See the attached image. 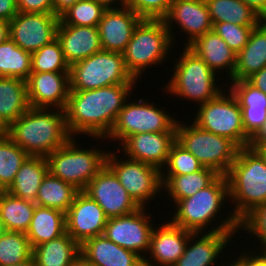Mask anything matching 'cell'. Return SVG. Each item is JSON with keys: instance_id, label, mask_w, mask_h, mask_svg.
Returning a JSON list of instances; mask_svg holds the SVG:
<instances>
[{"instance_id": "obj_48", "label": "cell", "mask_w": 266, "mask_h": 266, "mask_svg": "<svg viewBox=\"0 0 266 266\" xmlns=\"http://www.w3.org/2000/svg\"><path fill=\"white\" fill-rule=\"evenodd\" d=\"M18 13L17 0H0V19L10 22Z\"/></svg>"}, {"instance_id": "obj_4", "label": "cell", "mask_w": 266, "mask_h": 266, "mask_svg": "<svg viewBox=\"0 0 266 266\" xmlns=\"http://www.w3.org/2000/svg\"><path fill=\"white\" fill-rule=\"evenodd\" d=\"M178 47L182 51L176 53L177 55L179 54V57H176V61L171 63L173 69L169 70L173 71L171 72L173 74L169 73L167 75L170 80L165 86L161 84L163 86L160 88L163 91L161 95L166 94L168 96L170 94V96H174V100L175 96L177 97L176 99L181 97L179 101L186 99V104L188 105L190 104L188 101H191V103H195V109L196 104V106H199L216 98L227 88V84L223 83V79H220L221 77L213 72L189 47L183 46V49L182 46L178 45Z\"/></svg>"}, {"instance_id": "obj_25", "label": "cell", "mask_w": 266, "mask_h": 266, "mask_svg": "<svg viewBox=\"0 0 266 266\" xmlns=\"http://www.w3.org/2000/svg\"><path fill=\"white\" fill-rule=\"evenodd\" d=\"M80 253L94 266H144L140 255L120 247L104 235L84 241Z\"/></svg>"}, {"instance_id": "obj_61", "label": "cell", "mask_w": 266, "mask_h": 266, "mask_svg": "<svg viewBox=\"0 0 266 266\" xmlns=\"http://www.w3.org/2000/svg\"><path fill=\"white\" fill-rule=\"evenodd\" d=\"M3 192H4V189L0 186V198Z\"/></svg>"}, {"instance_id": "obj_57", "label": "cell", "mask_w": 266, "mask_h": 266, "mask_svg": "<svg viewBox=\"0 0 266 266\" xmlns=\"http://www.w3.org/2000/svg\"><path fill=\"white\" fill-rule=\"evenodd\" d=\"M8 125L0 117V136L7 135Z\"/></svg>"}, {"instance_id": "obj_22", "label": "cell", "mask_w": 266, "mask_h": 266, "mask_svg": "<svg viewBox=\"0 0 266 266\" xmlns=\"http://www.w3.org/2000/svg\"><path fill=\"white\" fill-rule=\"evenodd\" d=\"M141 20L142 18L127 6L106 9L97 26L102 49L123 53Z\"/></svg>"}, {"instance_id": "obj_17", "label": "cell", "mask_w": 266, "mask_h": 266, "mask_svg": "<svg viewBox=\"0 0 266 266\" xmlns=\"http://www.w3.org/2000/svg\"><path fill=\"white\" fill-rule=\"evenodd\" d=\"M235 237L237 232L193 233L189 237L183 255L173 266H220L221 259L226 257L225 252L229 253L233 247H236Z\"/></svg>"}, {"instance_id": "obj_50", "label": "cell", "mask_w": 266, "mask_h": 266, "mask_svg": "<svg viewBox=\"0 0 266 266\" xmlns=\"http://www.w3.org/2000/svg\"><path fill=\"white\" fill-rule=\"evenodd\" d=\"M257 13L262 20H266V0H241Z\"/></svg>"}, {"instance_id": "obj_13", "label": "cell", "mask_w": 266, "mask_h": 266, "mask_svg": "<svg viewBox=\"0 0 266 266\" xmlns=\"http://www.w3.org/2000/svg\"><path fill=\"white\" fill-rule=\"evenodd\" d=\"M150 209L152 208L140 207L130 214L108 218L103 235L120 247L131 250L144 259L149 250L151 235L155 227L153 221H156L153 220L155 216L152 215Z\"/></svg>"}, {"instance_id": "obj_42", "label": "cell", "mask_w": 266, "mask_h": 266, "mask_svg": "<svg viewBox=\"0 0 266 266\" xmlns=\"http://www.w3.org/2000/svg\"><path fill=\"white\" fill-rule=\"evenodd\" d=\"M226 84L227 89L236 97L240 108L266 109V93L255 88L247 80L230 81Z\"/></svg>"}, {"instance_id": "obj_14", "label": "cell", "mask_w": 266, "mask_h": 266, "mask_svg": "<svg viewBox=\"0 0 266 266\" xmlns=\"http://www.w3.org/2000/svg\"><path fill=\"white\" fill-rule=\"evenodd\" d=\"M163 21L169 30L171 38L175 47L177 46L176 33L179 31L182 35V45L189 46L199 36L204 35L206 32L213 30V23L210 18L207 5L204 0H172L167 15ZM175 23V25H174ZM178 31L175 30L177 26ZM185 33V34H184ZM177 40V41H175Z\"/></svg>"}, {"instance_id": "obj_54", "label": "cell", "mask_w": 266, "mask_h": 266, "mask_svg": "<svg viewBox=\"0 0 266 266\" xmlns=\"http://www.w3.org/2000/svg\"><path fill=\"white\" fill-rule=\"evenodd\" d=\"M9 32L10 22L0 19V44L10 37Z\"/></svg>"}, {"instance_id": "obj_16", "label": "cell", "mask_w": 266, "mask_h": 266, "mask_svg": "<svg viewBox=\"0 0 266 266\" xmlns=\"http://www.w3.org/2000/svg\"><path fill=\"white\" fill-rule=\"evenodd\" d=\"M83 192L98 203L108 218L124 216L140 208L107 165Z\"/></svg>"}, {"instance_id": "obj_49", "label": "cell", "mask_w": 266, "mask_h": 266, "mask_svg": "<svg viewBox=\"0 0 266 266\" xmlns=\"http://www.w3.org/2000/svg\"><path fill=\"white\" fill-rule=\"evenodd\" d=\"M247 81L255 88L266 93V65L260 71L250 76Z\"/></svg>"}, {"instance_id": "obj_2", "label": "cell", "mask_w": 266, "mask_h": 266, "mask_svg": "<svg viewBox=\"0 0 266 266\" xmlns=\"http://www.w3.org/2000/svg\"><path fill=\"white\" fill-rule=\"evenodd\" d=\"M228 204L227 178L226 175H219L209 186L193 196L177 201L172 207L168 206L172 213L167 219L192 233L238 232V220L230 212ZM224 207L228 209L226 214ZM220 214L227 217L222 218Z\"/></svg>"}, {"instance_id": "obj_20", "label": "cell", "mask_w": 266, "mask_h": 266, "mask_svg": "<svg viewBox=\"0 0 266 266\" xmlns=\"http://www.w3.org/2000/svg\"><path fill=\"white\" fill-rule=\"evenodd\" d=\"M26 82L30 107L65 110L70 92L69 72H31Z\"/></svg>"}, {"instance_id": "obj_44", "label": "cell", "mask_w": 266, "mask_h": 266, "mask_svg": "<svg viewBox=\"0 0 266 266\" xmlns=\"http://www.w3.org/2000/svg\"><path fill=\"white\" fill-rule=\"evenodd\" d=\"M172 0H126L125 6L131 8L142 19H163Z\"/></svg>"}, {"instance_id": "obj_11", "label": "cell", "mask_w": 266, "mask_h": 266, "mask_svg": "<svg viewBox=\"0 0 266 266\" xmlns=\"http://www.w3.org/2000/svg\"><path fill=\"white\" fill-rule=\"evenodd\" d=\"M198 109V110H197ZM191 122L203 130L233 141L239 148L248 147L250 137L245 133L242 110L232 92L225 88L216 98L196 106Z\"/></svg>"}, {"instance_id": "obj_12", "label": "cell", "mask_w": 266, "mask_h": 266, "mask_svg": "<svg viewBox=\"0 0 266 266\" xmlns=\"http://www.w3.org/2000/svg\"><path fill=\"white\" fill-rule=\"evenodd\" d=\"M114 149L116 151L109 149L106 165L114 172L121 185L139 207L151 208L149 204L152 205V201H156L157 197L160 198L162 195L161 170L124 155L121 157L120 152Z\"/></svg>"}, {"instance_id": "obj_7", "label": "cell", "mask_w": 266, "mask_h": 266, "mask_svg": "<svg viewBox=\"0 0 266 266\" xmlns=\"http://www.w3.org/2000/svg\"><path fill=\"white\" fill-rule=\"evenodd\" d=\"M71 137L62 147L50 153L46 159L49 172L83 191L88 183L106 166L109 150L97 145H83ZM79 142V143H78ZM95 147V148H94ZM84 148V149H83Z\"/></svg>"}, {"instance_id": "obj_51", "label": "cell", "mask_w": 266, "mask_h": 266, "mask_svg": "<svg viewBox=\"0 0 266 266\" xmlns=\"http://www.w3.org/2000/svg\"><path fill=\"white\" fill-rule=\"evenodd\" d=\"M264 144H266V121L258 132H256V134L250 139L249 147L256 150Z\"/></svg>"}, {"instance_id": "obj_53", "label": "cell", "mask_w": 266, "mask_h": 266, "mask_svg": "<svg viewBox=\"0 0 266 266\" xmlns=\"http://www.w3.org/2000/svg\"><path fill=\"white\" fill-rule=\"evenodd\" d=\"M95 1L103 5L106 9L124 7L126 4V0H95Z\"/></svg>"}, {"instance_id": "obj_56", "label": "cell", "mask_w": 266, "mask_h": 266, "mask_svg": "<svg viewBox=\"0 0 266 266\" xmlns=\"http://www.w3.org/2000/svg\"><path fill=\"white\" fill-rule=\"evenodd\" d=\"M69 266H94L81 253L69 264Z\"/></svg>"}, {"instance_id": "obj_33", "label": "cell", "mask_w": 266, "mask_h": 266, "mask_svg": "<svg viewBox=\"0 0 266 266\" xmlns=\"http://www.w3.org/2000/svg\"><path fill=\"white\" fill-rule=\"evenodd\" d=\"M212 23L257 26L262 18L241 0H204Z\"/></svg>"}, {"instance_id": "obj_37", "label": "cell", "mask_w": 266, "mask_h": 266, "mask_svg": "<svg viewBox=\"0 0 266 266\" xmlns=\"http://www.w3.org/2000/svg\"><path fill=\"white\" fill-rule=\"evenodd\" d=\"M29 155L8 135L0 136V186L6 191Z\"/></svg>"}, {"instance_id": "obj_18", "label": "cell", "mask_w": 266, "mask_h": 266, "mask_svg": "<svg viewBox=\"0 0 266 266\" xmlns=\"http://www.w3.org/2000/svg\"><path fill=\"white\" fill-rule=\"evenodd\" d=\"M108 217L96 201L79 191L65 213L66 232L80 245L103 235Z\"/></svg>"}, {"instance_id": "obj_36", "label": "cell", "mask_w": 266, "mask_h": 266, "mask_svg": "<svg viewBox=\"0 0 266 266\" xmlns=\"http://www.w3.org/2000/svg\"><path fill=\"white\" fill-rule=\"evenodd\" d=\"M241 233H244L243 236L245 238L248 237L250 239H245L243 236H241L242 235ZM238 235H239V238H238ZM252 237H253V240H252ZM242 238L246 241L247 240L251 241V242H247L248 243L246 245L247 247L249 246L251 248L252 246L249 245V243L251 244L254 243L252 249L258 252H261V253H266V203L257 204L254 208H252L249 212H247L238 221V232H237L236 239H239L240 241H242L243 240Z\"/></svg>"}, {"instance_id": "obj_59", "label": "cell", "mask_w": 266, "mask_h": 266, "mask_svg": "<svg viewBox=\"0 0 266 266\" xmlns=\"http://www.w3.org/2000/svg\"><path fill=\"white\" fill-rule=\"evenodd\" d=\"M256 150L261 154V156L264 158V160L266 162V144L261 145Z\"/></svg>"}, {"instance_id": "obj_19", "label": "cell", "mask_w": 266, "mask_h": 266, "mask_svg": "<svg viewBox=\"0 0 266 266\" xmlns=\"http://www.w3.org/2000/svg\"><path fill=\"white\" fill-rule=\"evenodd\" d=\"M161 218L162 224L155 225L153 229L149 250L143 259L144 266H173L183 255L193 234Z\"/></svg>"}, {"instance_id": "obj_23", "label": "cell", "mask_w": 266, "mask_h": 266, "mask_svg": "<svg viewBox=\"0 0 266 266\" xmlns=\"http://www.w3.org/2000/svg\"><path fill=\"white\" fill-rule=\"evenodd\" d=\"M56 38L69 65L103 50L97 27L58 25Z\"/></svg>"}, {"instance_id": "obj_26", "label": "cell", "mask_w": 266, "mask_h": 266, "mask_svg": "<svg viewBox=\"0 0 266 266\" xmlns=\"http://www.w3.org/2000/svg\"><path fill=\"white\" fill-rule=\"evenodd\" d=\"M266 65V20L255 26L245 47L236 56L230 81L247 80Z\"/></svg>"}, {"instance_id": "obj_32", "label": "cell", "mask_w": 266, "mask_h": 266, "mask_svg": "<svg viewBox=\"0 0 266 266\" xmlns=\"http://www.w3.org/2000/svg\"><path fill=\"white\" fill-rule=\"evenodd\" d=\"M35 202L21 199L4 191L0 198V218L6 231L25 233L33 218Z\"/></svg>"}, {"instance_id": "obj_3", "label": "cell", "mask_w": 266, "mask_h": 266, "mask_svg": "<svg viewBox=\"0 0 266 266\" xmlns=\"http://www.w3.org/2000/svg\"><path fill=\"white\" fill-rule=\"evenodd\" d=\"M7 135L29 156L47 157L70 138L65 110L30 107L8 126Z\"/></svg>"}, {"instance_id": "obj_41", "label": "cell", "mask_w": 266, "mask_h": 266, "mask_svg": "<svg viewBox=\"0 0 266 266\" xmlns=\"http://www.w3.org/2000/svg\"><path fill=\"white\" fill-rule=\"evenodd\" d=\"M203 167L191 152L175 141L170 147L161 175H187L200 171Z\"/></svg>"}, {"instance_id": "obj_35", "label": "cell", "mask_w": 266, "mask_h": 266, "mask_svg": "<svg viewBox=\"0 0 266 266\" xmlns=\"http://www.w3.org/2000/svg\"><path fill=\"white\" fill-rule=\"evenodd\" d=\"M31 73V53L20 48L10 37L0 44V77L27 81Z\"/></svg>"}, {"instance_id": "obj_8", "label": "cell", "mask_w": 266, "mask_h": 266, "mask_svg": "<svg viewBox=\"0 0 266 266\" xmlns=\"http://www.w3.org/2000/svg\"><path fill=\"white\" fill-rule=\"evenodd\" d=\"M130 96L124 103L123 109L119 112L115 124L105 138L106 141L113 143L112 147L119 146L127 137L133 134L145 132H176L177 116L168 113L167 109L161 108L157 103H153L151 96L138 98ZM131 99V100H130ZM135 99V100H133ZM149 101H148V100ZM166 111H165V110ZM172 114V116H171ZM112 140V141H111Z\"/></svg>"}, {"instance_id": "obj_58", "label": "cell", "mask_w": 266, "mask_h": 266, "mask_svg": "<svg viewBox=\"0 0 266 266\" xmlns=\"http://www.w3.org/2000/svg\"><path fill=\"white\" fill-rule=\"evenodd\" d=\"M12 266H36V264L33 257H31L28 260L24 261L23 263L14 264Z\"/></svg>"}, {"instance_id": "obj_6", "label": "cell", "mask_w": 266, "mask_h": 266, "mask_svg": "<svg viewBox=\"0 0 266 266\" xmlns=\"http://www.w3.org/2000/svg\"><path fill=\"white\" fill-rule=\"evenodd\" d=\"M173 50L175 45L163 19H142L122 54L127 70L140 82L146 70L166 66Z\"/></svg>"}, {"instance_id": "obj_52", "label": "cell", "mask_w": 266, "mask_h": 266, "mask_svg": "<svg viewBox=\"0 0 266 266\" xmlns=\"http://www.w3.org/2000/svg\"><path fill=\"white\" fill-rule=\"evenodd\" d=\"M79 0H53L54 14L60 17Z\"/></svg>"}, {"instance_id": "obj_46", "label": "cell", "mask_w": 266, "mask_h": 266, "mask_svg": "<svg viewBox=\"0 0 266 266\" xmlns=\"http://www.w3.org/2000/svg\"><path fill=\"white\" fill-rule=\"evenodd\" d=\"M18 12L54 13L53 0H17Z\"/></svg>"}, {"instance_id": "obj_29", "label": "cell", "mask_w": 266, "mask_h": 266, "mask_svg": "<svg viewBox=\"0 0 266 266\" xmlns=\"http://www.w3.org/2000/svg\"><path fill=\"white\" fill-rule=\"evenodd\" d=\"M65 232L64 212L36 205L31 224L26 232L32 249L63 235Z\"/></svg>"}, {"instance_id": "obj_60", "label": "cell", "mask_w": 266, "mask_h": 266, "mask_svg": "<svg viewBox=\"0 0 266 266\" xmlns=\"http://www.w3.org/2000/svg\"><path fill=\"white\" fill-rule=\"evenodd\" d=\"M5 231L2 219L0 218V234L3 233Z\"/></svg>"}, {"instance_id": "obj_15", "label": "cell", "mask_w": 266, "mask_h": 266, "mask_svg": "<svg viewBox=\"0 0 266 266\" xmlns=\"http://www.w3.org/2000/svg\"><path fill=\"white\" fill-rule=\"evenodd\" d=\"M60 17L54 13L18 12L10 20V38L31 54L56 39Z\"/></svg>"}, {"instance_id": "obj_47", "label": "cell", "mask_w": 266, "mask_h": 266, "mask_svg": "<svg viewBox=\"0 0 266 266\" xmlns=\"http://www.w3.org/2000/svg\"><path fill=\"white\" fill-rule=\"evenodd\" d=\"M240 244L243 246H239L237 241L238 250L240 248L238 254L236 255L246 266H266V253L256 252L254 249H250L246 245V242L241 241ZM248 249V251H247ZM246 250V251H245ZM251 250V251H250ZM253 251V252H252ZM240 253V254H239Z\"/></svg>"}, {"instance_id": "obj_34", "label": "cell", "mask_w": 266, "mask_h": 266, "mask_svg": "<svg viewBox=\"0 0 266 266\" xmlns=\"http://www.w3.org/2000/svg\"><path fill=\"white\" fill-rule=\"evenodd\" d=\"M78 192L72 184L48 172L39 187L35 204L66 213Z\"/></svg>"}, {"instance_id": "obj_1", "label": "cell", "mask_w": 266, "mask_h": 266, "mask_svg": "<svg viewBox=\"0 0 266 266\" xmlns=\"http://www.w3.org/2000/svg\"><path fill=\"white\" fill-rule=\"evenodd\" d=\"M136 85L116 84L94 90L70 91L65 108L70 136L81 138L79 136L88 135L90 140L96 139L95 143L101 146L100 142H105L124 103L134 95L132 91L137 88Z\"/></svg>"}, {"instance_id": "obj_40", "label": "cell", "mask_w": 266, "mask_h": 266, "mask_svg": "<svg viewBox=\"0 0 266 266\" xmlns=\"http://www.w3.org/2000/svg\"><path fill=\"white\" fill-rule=\"evenodd\" d=\"M69 68L57 38L31 54V72H69Z\"/></svg>"}, {"instance_id": "obj_30", "label": "cell", "mask_w": 266, "mask_h": 266, "mask_svg": "<svg viewBox=\"0 0 266 266\" xmlns=\"http://www.w3.org/2000/svg\"><path fill=\"white\" fill-rule=\"evenodd\" d=\"M80 254V244L67 232L32 249L36 266H69Z\"/></svg>"}, {"instance_id": "obj_45", "label": "cell", "mask_w": 266, "mask_h": 266, "mask_svg": "<svg viewBox=\"0 0 266 266\" xmlns=\"http://www.w3.org/2000/svg\"><path fill=\"white\" fill-rule=\"evenodd\" d=\"M245 133L252 138L266 121V109L241 108Z\"/></svg>"}, {"instance_id": "obj_39", "label": "cell", "mask_w": 266, "mask_h": 266, "mask_svg": "<svg viewBox=\"0 0 266 266\" xmlns=\"http://www.w3.org/2000/svg\"><path fill=\"white\" fill-rule=\"evenodd\" d=\"M105 10L95 0H79L60 16L58 25L97 27Z\"/></svg>"}, {"instance_id": "obj_38", "label": "cell", "mask_w": 266, "mask_h": 266, "mask_svg": "<svg viewBox=\"0 0 266 266\" xmlns=\"http://www.w3.org/2000/svg\"><path fill=\"white\" fill-rule=\"evenodd\" d=\"M32 257V247L25 233L4 231L0 234V266L23 263Z\"/></svg>"}, {"instance_id": "obj_5", "label": "cell", "mask_w": 266, "mask_h": 266, "mask_svg": "<svg viewBox=\"0 0 266 266\" xmlns=\"http://www.w3.org/2000/svg\"><path fill=\"white\" fill-rule=\"evenodd\" d=\"M226 178L230 210L238 221L257 204L266 203V162L257 150L239 148Z\"/></svg>"}, {"instance_id": "obj_9", "label": "cell", "mask_w": 266, "mask_h": 266, "mask_svg": "<svg viewBox=\"0 0 266 266\" xmlns=\"http://www.w3.org/2000/svg\"><path fill=\"white\" fill-rule=\"evenodd\" d=\"M178 120L176 141L204 166L226 175L237 157L239 147L230 139L201 129L191 119ZM185 122V123H184ZM187 122V123H186Z\"/></svg>"}, {"instance_id": "obj_31", "label": "cell", "mask_w": 266, "mask_h": 266, "mask_svg": "<svg viewBox=\"0 0 266 266\" xmlns=\"http://www.w3.org/2000/svg\"><path fill=\"white\" fill-rule=\"evenodd\" d=\"M30 108L27 82L18 78L0 77V117L9 126Z\"/></svg>"}, {"instance_id": "obj_24", "label": "cell", "mask_w": 266, "mask_h": 266, "mask_svg": "<svg viewBox=\"0 0 266 266\" xmlns=\"http://www.w3.org/2000/svg\"><path fill=\"white\" fill-rule=\"evenodd\" d=\"M188 47L194 51L213 72L221 77L223 75L222 78L225 83L229 82L233 77L237 54L230 49L227 43L213 30L199 36Z\"/></svg>"}, {"instance_id": "obj_10", "label": "cell", "mask_w": 266, "mask_h": 266, "mask_svg": "<svg viewBox=\"0 0 266 266\" xmlns=\"http://www.w3.org/2000/svg\"><path fill=\"white\" fill-rule=\"evenodd\" d=\"M70 91L94 90L116 84H137L122 53L101 50L69 68Z\"/></svg>"}, {"instance_id": "obj_55", "label": "cell", "mask_w": 266, "mask_h": 266, "mask_svg": "<svg viewBox=\"0 0 266 266\" xmlns=\"http://www.w3.org/2000/svg\"><path fill=\"white\" fill-rule=\"evenodd\" d=\"M232 253L230 252L226 255L225 260L221 261L220 266H246L237 256L234 254V257H232ZM229 258V259H228ZM227 259L229 261H227ZM232 260V261H231ZM227 261V262H225ZM224 263V264H223Z\"/></svg>"}, {"instance_id": "obj_28", "label": "cell", "mask_w": 266, "mask_h": 266, "mask_svg": "<svg viewBox=\"0 0 266 266\" xmlns=\"http://www.w3.org/2000/svg\"><path fill=\"white\" fill-rule=\"evenodd\" d=\"M48 172L46 157L29 156L6 191L21 199L36 202L39 187Z\"/></svg>"}, {"instance_id": "obj_27", "label": "cell", "mask_w": 266, "mask_h": 266, "mask_svg": "<svg viewBox=\"0 0 266 266\" xmlns=\"http://www.w3.org/2000/svg\"><path fill=\"white\" fill-rule=\"evenodd\" d=\"M218 176L215 170L208 167L187 175H161L162 193L167 194L164 197H167L173 206L177 201L193 196L199 190L206 188Z\"/></svg>"}, {"instance_id": "obj_43", "label": "cell", "mask_w": 266, "mask_h": 266, "mask_svg": "<svg viewBox=\"0 0 266 266\" xmlns=\"http://www.w3.org/2000/svg\"><path fill=\"white\" fill-rule=\"evenodd\" d=\"M255 26H240L229 22L213 23V31L219 35L236 54L247 44Z\"/></svg>"}, {"instance_id": "obj_21", "label": "cell", "mask_w": 266, "mask_h": 266, "mask_svg": "<svg viewBox=\"0 0 266 266\" xmlns=\"http://www.w3.org/2000/svg\"><path fill=\"white\" fill-rule=\"evenodd\" d=\"M175 141L176 132H145L127 137L117 150L127 158L162 170L166 165L170 147Z\"/></svg>"}]
</instances>
